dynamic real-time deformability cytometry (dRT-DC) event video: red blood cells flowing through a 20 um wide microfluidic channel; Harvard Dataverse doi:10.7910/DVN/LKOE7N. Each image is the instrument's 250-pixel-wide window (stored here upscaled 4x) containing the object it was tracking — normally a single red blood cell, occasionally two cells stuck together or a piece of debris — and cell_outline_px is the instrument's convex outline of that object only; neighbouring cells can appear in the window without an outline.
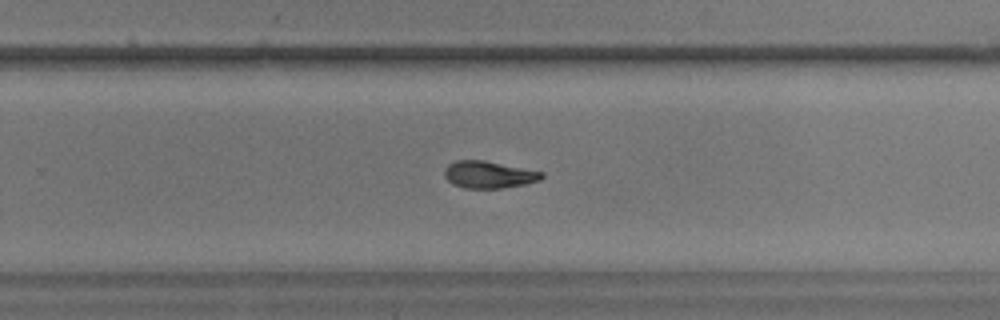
{"species": "common noctule bat (a hibernating species)", "species_latin": "Nyctalus noctula", "temperature_condition": "warm", "stored_images_in_passage": 40, "camera_frame_rate_fps": 3000, "um_per_image_px": 0.085, "animal": {"sex": "male", "body_mass_g": 17.9}, "frame": {"image": 1, "passage_image": 23, "time_ms": 7.333, "image_size_px": [1000, 320], "cell_outline_px": [[544, 176], [540, 180], [524, 184], [500, 188], [464, 188], [452, 184], [444, 176], [444, 168], [448, 164], [456, 160], [484, 160], [544, 172]], "centroid_in_image_um": [41.52, 14.84], "position_along_channel_um": 288.3, "area_um2": 15.37}, "authors_computed_cell_mechanics": {"area_um2": 15.9528, "velocity_mm_per_s": 3.6157, "shape_relaxation_time_tau1_ms": 10.1981, "shape_relaxation_time_tau2_ms": 5.5784, "deformation_change_tau1": 0.2319, "deformation_change_tau2": 0.1115}}